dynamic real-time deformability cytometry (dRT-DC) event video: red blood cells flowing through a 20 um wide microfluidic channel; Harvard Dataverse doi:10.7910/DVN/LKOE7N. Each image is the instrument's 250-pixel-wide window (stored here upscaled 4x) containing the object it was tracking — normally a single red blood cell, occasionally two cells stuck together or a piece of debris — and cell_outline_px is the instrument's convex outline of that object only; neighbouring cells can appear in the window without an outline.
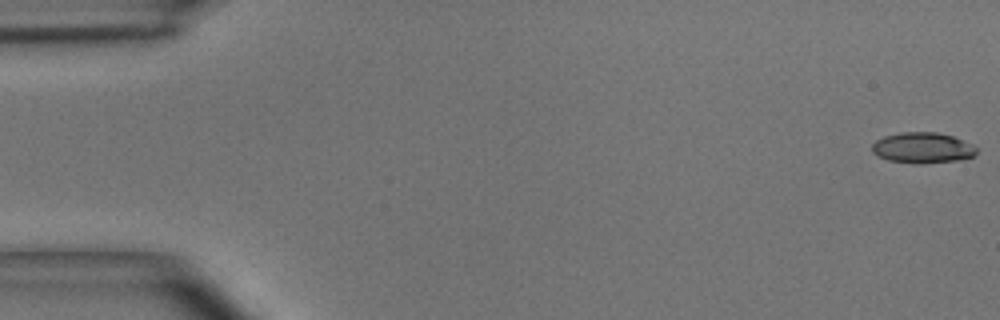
{"species": "common noctule bat (a hibernating species)", "species_latin": "Nyctalus noctula", "temperature_condition": "room temperature", "stored_images_in_passage": 5, "camera_frame_rate_fps": 3000, "um_per_image_px": 0.085, "animal": {"sex": "male", "body_mass_g": 15.6}, "frame": {"image": 1, "passage_image": 1, "time_ms": 0.0, "image_size_px": [1000, 320], "cell_outline_px": [[976, 152], [972, 156], [956, 160], [920, 164], [916, 164], [888, 160], [876, 156], [872, 152], [872, 144], [876, 140], [884, 136], [900, 132], [936, 132], [952, 136], [972, 144], [976, 148]], "centroid_in_image_um": [78.36, 12.56], "position_along_channel_um": 6.6, "area_um2": 18.67}}